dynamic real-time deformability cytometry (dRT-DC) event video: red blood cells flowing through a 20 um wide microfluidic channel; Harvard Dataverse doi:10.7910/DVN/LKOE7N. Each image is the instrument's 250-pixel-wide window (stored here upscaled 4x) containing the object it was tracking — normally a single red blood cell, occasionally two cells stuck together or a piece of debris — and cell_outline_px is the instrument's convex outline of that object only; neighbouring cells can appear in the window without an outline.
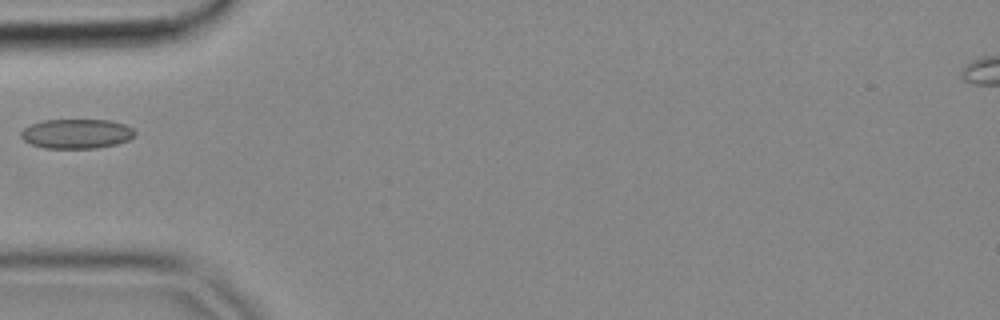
{"species": "common noctule bat (a hibernating species)", "species_latin": "Nyctalus noctula", "temperature_condition": "cold", "stored_images_in_passage": 5, "camera_frame_rate_fps": 3000, "um_per_image_px": 0.085, "animal": {"sex": "female", "body_mass_g": 18.4}, "frame": {"image": 1, "passage_image": 5, "time_ms": 1.333, "image_size_px": [1000, 320], "cell_outline_px": [[136, 136], [128, 140], [116, 144], [96, 148], [44, 148], [32, 144], [24, 140], [20, 136], [20, 132], [24, 128], [32, 124], [44, 120], [108, 120], [124, 124], [132, 128], [136, 132]], "centroid_in_image_um": [6.52, 11.37], "position_along_channel_um": 78.5, "area_um2": 19.59}}